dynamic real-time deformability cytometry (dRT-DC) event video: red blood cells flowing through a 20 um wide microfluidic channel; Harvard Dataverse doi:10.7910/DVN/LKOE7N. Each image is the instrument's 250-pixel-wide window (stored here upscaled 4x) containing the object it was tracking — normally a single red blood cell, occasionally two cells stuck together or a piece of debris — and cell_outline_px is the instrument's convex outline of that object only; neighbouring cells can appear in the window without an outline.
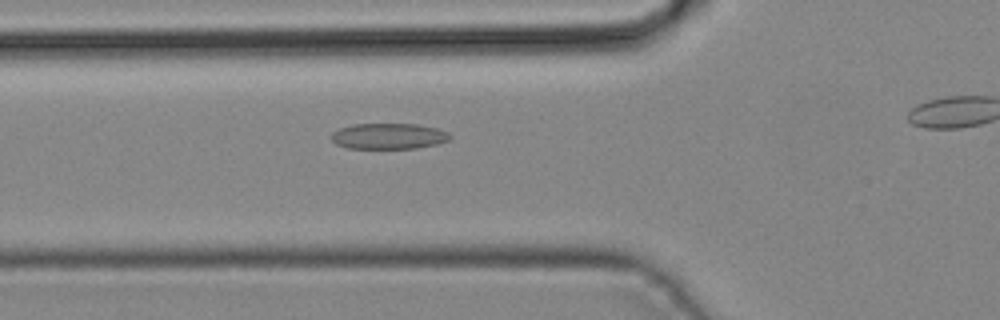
{"species": "common noctule bat (a hibernating species)", "species_latin": "Nyctalus noctula", "temperature_condition": "cold", "stored_images_in_passage": 32, "segment_of_instrument_passage": [1, 2], "camera_frame_rate_fps": 3000, "um_per_image_px": 0.085, "animal": {"sex": "male", "body_mass_g": 19.2, "forearm_length_mm": 51.8}, "frame": {"image": 1, "passage_image": 12, "time_ms": 3.667, "image_size_px": [1000, 320], "cell_outline_px": [[452, 136], [448, 140], [436, 144], [416, 148], [348, 148], [336, 144], [328, 136], [332, 132], [340, 128], [352, 124], [416, 124], [436, 128], [448, 132]], "centroid_in_image_um": [33.0, 11.57], "position_along_channel_um": 92.8, "area_um2": 17.86}}
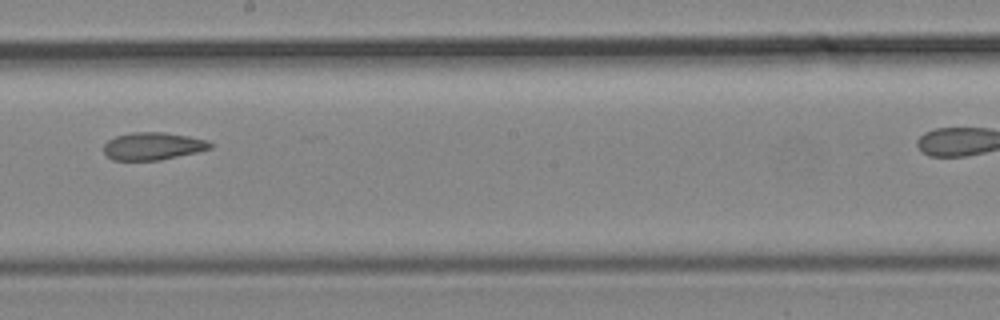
{"frame": {"image": 2, "passage_image": 21, "time_ms": 6.667, "image_size_px": [1000, 320], "cell_outline_px": [[212, 148], [196, 152], [160, 160], [112, 160], [104, 152], [104, 144], [108, 140], [116, 136], [132, 132], [164, 132], [188, 136], [208, 140], [212, 144]], "centroid_in_image_um": [12.99, 12.41], "position_along_channel_um": 235.2, "area_um2": 17.05}}
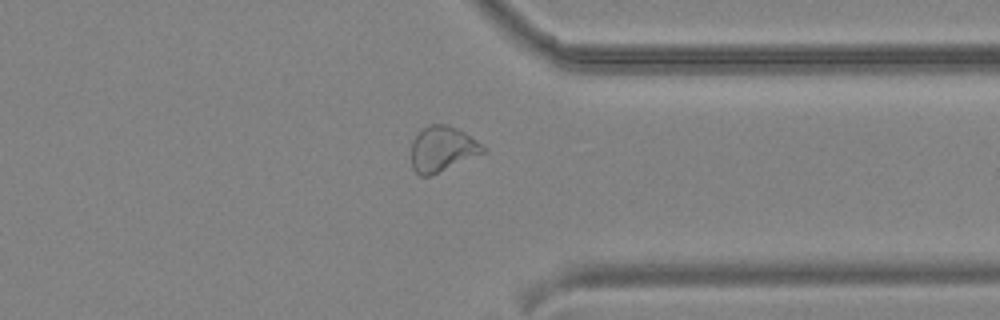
{"frame": {"image": 3, "passage_image": 30, "time_ms": 9.667, "image_size_px": [1000, 320], "cell_outline_px": [[488, 148], [484, 152], [428, 176], [420, 176], [412, 168], [412, 140], [424, 128], [432, 124], [448, 124], [464, 132]], "centroid_in_image_um": [37.59, 12.64], "position_along_channel_um": 373.8, "area_um2": 18.5}}